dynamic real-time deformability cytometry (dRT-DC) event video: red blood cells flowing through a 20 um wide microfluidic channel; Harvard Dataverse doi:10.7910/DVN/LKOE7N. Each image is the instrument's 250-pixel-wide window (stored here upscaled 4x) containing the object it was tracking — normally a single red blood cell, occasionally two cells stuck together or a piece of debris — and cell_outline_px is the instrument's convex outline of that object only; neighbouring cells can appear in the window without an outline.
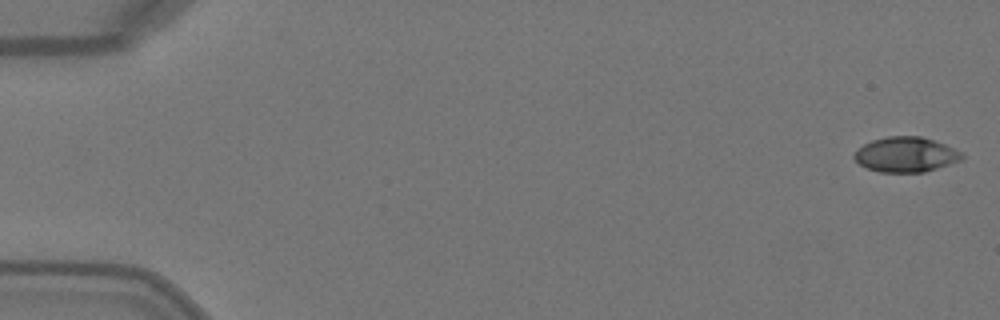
{"species": "Egyptian fruit bat (a non-hibernating species)", "species_latin": "Rousettus aegyptiacus", "temperature_condition": "warm", "stored_images_in_passage": 7, "camera_frame_rate_fps": 3000, "um_per_image_px": 0.085, "animal": {"sex": "female"}, "frame": {"image": 1, "passage_image": 1, "time_ms": 0.0, "image_size_px": [1000, 320], "cell_outline_px": [[964, 156], [960, 160], [924, 172], [880, 172], [868, 168], [860, 164], [852, 156], [864, 144], [872, 140], [888, 136], [920, 136], [944, 144], [964, 152]], "centroid_in_image_um": [77.01, 13.13], "position_along_channel_um": 8.0, "area_um2": 21.73}}
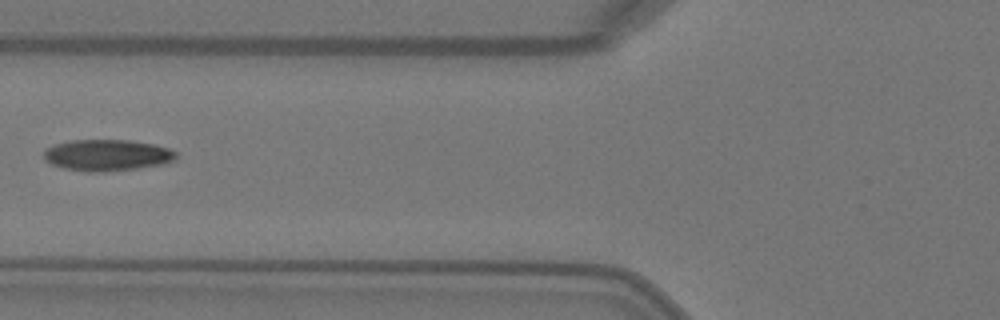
{"frame": {"image": 2, "passage_image": 6, "time_ms": 1.667, "image_size_px": [1000, 320], "cell_outline_px": [[176, 160], [164, 164], [136, 168], [104, 172], [84, 172], [64, 168], [52, 164], [44, 160], [44, 152], [48, 148], [56, 144], [72, 140], [128, 140], [152, 144], [168, 148], [176, 152]], "centroid_in_image_um": [9.11, 13.2], "position_along_channel_um": 116.7, "area_um2": 24.1}}
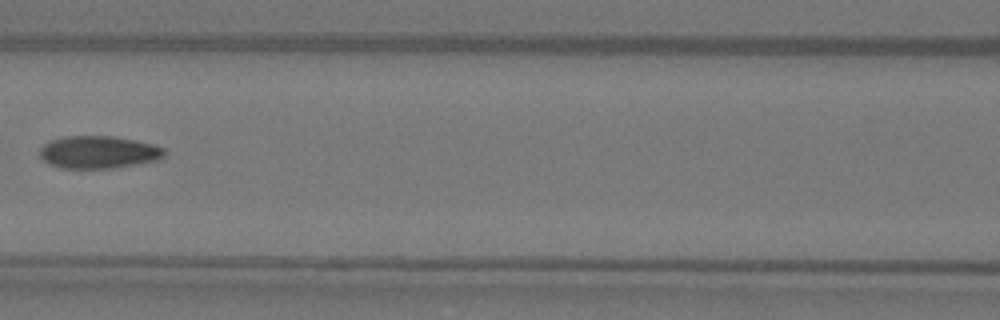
{"frame": {"image": 3, "passage_image": 7, "time_ms": 2.0, "image_size_px": [1000, 320], "cell_outline_px": [[168, 152], [164, 156], [156, 160], [136, 164], [112, 168], [60, 168], [48, 164], [40, 156], [40, 148], [44, 144], [52, 140], [64, 136], [112, 136], [152, 144], [164, 148]], "centroid_in_image_um": [8.36, 12.94], "position_along_channel_um": 158.2, "area_um2": 23.52}}